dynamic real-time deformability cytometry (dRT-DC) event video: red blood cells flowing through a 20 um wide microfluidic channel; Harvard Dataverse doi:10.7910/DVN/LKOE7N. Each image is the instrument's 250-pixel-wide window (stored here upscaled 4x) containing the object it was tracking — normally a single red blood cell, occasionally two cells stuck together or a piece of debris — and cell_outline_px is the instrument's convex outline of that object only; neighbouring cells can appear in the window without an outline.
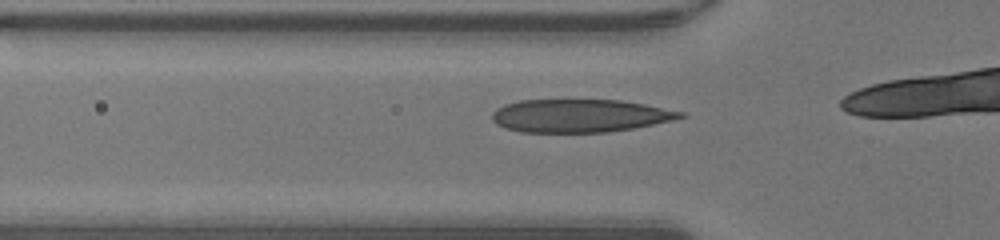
{"species": "human", "species_latin": "Homo sapiens", "temperature_condition": "warm", "stored_images_in_passage": 12, "camera_frame_rate_fps": 3000, "um_per_image_px": 0.085, "donor": {"sex": "male"}, "frame": {"image": 1, "passage_image": 8, "time_ms": 2.333, "image_size_px": [1000, 240], "cell_outline_px": [[688, 116], [672, 120], [632, 128], [608, 132], [520, 132], [504, 128], [496, 124], [492, 120], [492, 112], [496, 108], [504, 104], [520, 100], [620, 100], [644, 104], [684, 112]], "centroid_in_image_um": [49.24, 9.83], "position_along_channel_um": 76.6, "area_um2": 36.24}}
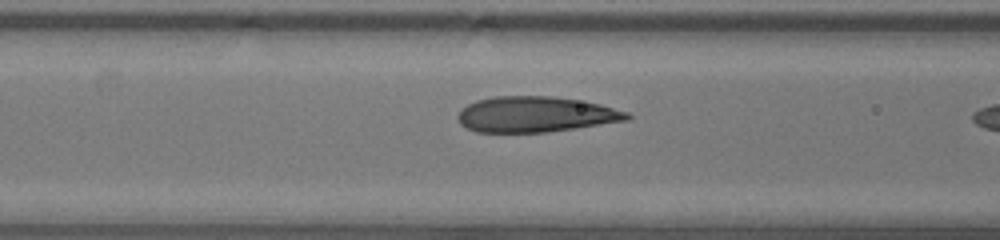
{"frame": {"image": 2, "passage_image": 11, "time_ms": 3.333, "image_size_px": [1000, 240], "cell_outline_px": [[632, 116], [628, 120], [576, 128], [548, 132], [476, 132], [460, 124], [456, 116], [468, 104], [476, 100], [492, 96], [552, 96], [600, 104], [628, 112]], "centroid_in_image_um": [45.51, 9.72], "position_along_channel_um": 121.1, "area_um2": 35.03}}